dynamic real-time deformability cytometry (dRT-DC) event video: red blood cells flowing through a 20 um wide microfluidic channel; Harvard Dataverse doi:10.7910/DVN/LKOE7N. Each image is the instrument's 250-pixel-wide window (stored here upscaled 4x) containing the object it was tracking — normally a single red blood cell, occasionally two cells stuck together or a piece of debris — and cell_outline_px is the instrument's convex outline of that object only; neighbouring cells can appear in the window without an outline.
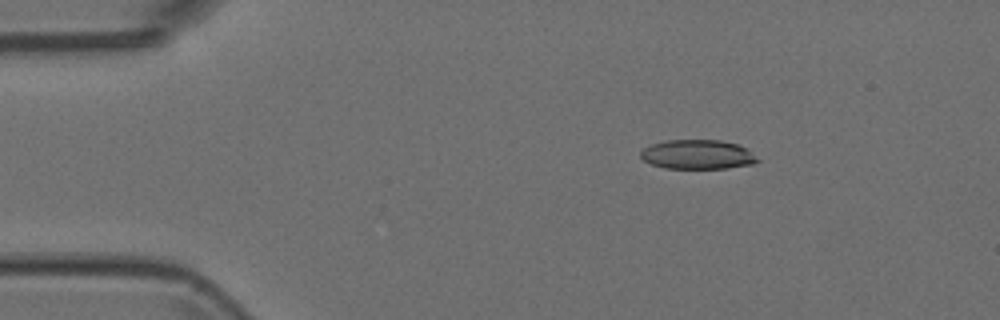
{"species": "Egyptian fruit bat (a non-hibernating species)", "species_latin": "Rousettus aegyptiacus", "temperature_condition": "room temperature", "stored_images_in_passage": 3, "camera_frame_rate_fps": 3000, "um_per_image_px": 0.085, "animal": {"sex": "female"}, "frame": {"image": 1, "passage_image": 1, "time_ms": 0.0, "image_size_px": [1000, 320], "cell_outline_px": [[760, 160], [752, 164], [728, 168], [664, 168], [652, 164], [644, 160], [640, 156], [640, 152], [644, 148], [652, 144], [668, 140], [720, 140], [736, 144], [744, 148]], "centroid_in_image_um": [59.27, 13.13], "position_along_channel_um": 25.7, "area_um2": 19.71}}
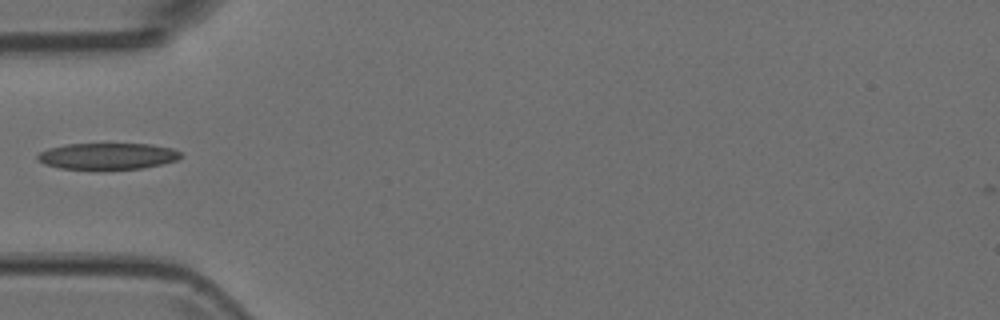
{"frame": {"image": 2, "passage_image": 3, "time_ms": 0.667, "image_size_px": [1000, 320], "cell_outline_px": [[184, 156], [176, 160], [160, 164], [140, 168], [60, 168], [44, 164], [36, 160], [36, 156], [40, 152], [48, 148], [68, 144], [152, 144], [172, 148], [180, 152]], "centroid_in_image_um": [9.13, 13.25], "position_along_channel_um": 75.9, "area_um2": 21.68}}